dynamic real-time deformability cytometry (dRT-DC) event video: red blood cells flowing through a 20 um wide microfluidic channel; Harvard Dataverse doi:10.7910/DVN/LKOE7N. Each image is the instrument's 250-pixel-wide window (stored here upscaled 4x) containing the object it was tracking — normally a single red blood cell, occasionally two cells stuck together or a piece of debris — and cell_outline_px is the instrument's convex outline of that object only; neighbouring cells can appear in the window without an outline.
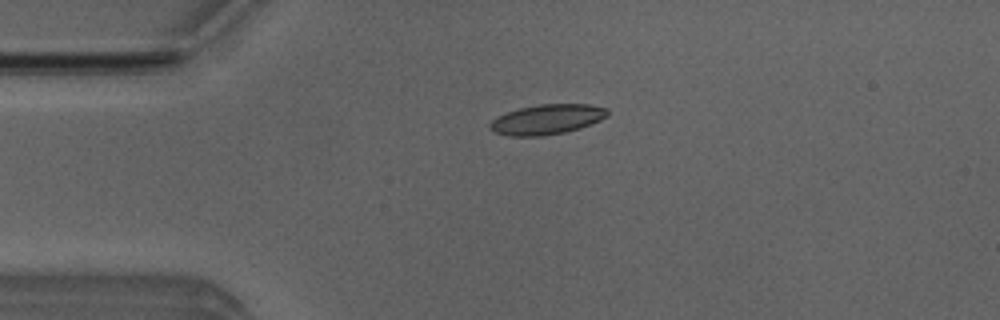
{"species": "Egyptian fruit bat (a non-hibernating species)", "species_latin": "Rousettus aegyptiacus", "temperature_condition": "room temperature", "stored_images_in_passage": 41, "camera_frame_rate_fps": 3000, "um_per_image_px": 0.085, "animal": {"sex": "male"}, "frame": {"image": 1, "passage_image": 1, "time_ms": 0.0, "image_size_px": [1000, 320], "cell_outline_px": [[608, 116], [600, 120], [580, 128], [564, 132], [540, 136], [508, 136], [496, 132], [488, 128], [488, 124], [496, 116], [520, 108], [540, 104], [588, 104], [608, 108]], "centroid_in_image_um": [46.48, 10.14], "position_along_channel_um": 38.5, "area_um2": 20.52}}
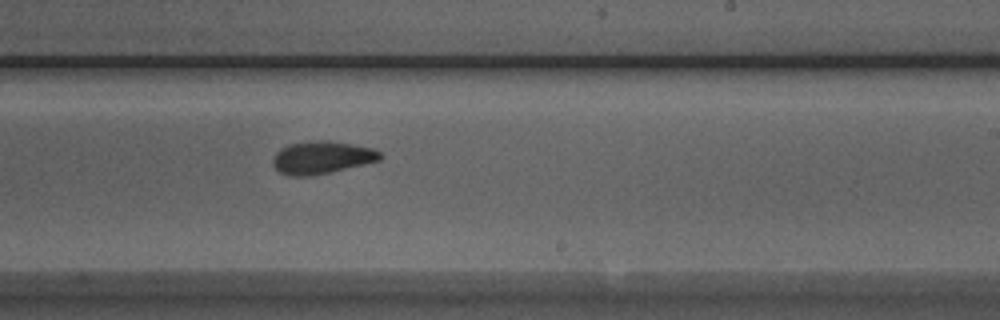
{"frame": {"image": 2, "passage_image": 20, "time_ms": 6.333, "image_size_px": [1000, 320], "cell_outline_px": [[384, 156], [380, 160], [328, 172], [308, 176], [288, 176], [280, 172], [272, 164], [272, 156], [280, 148], [288, 144], [316, 140], [328, 140], [372, 148], [380, 152]], "centroid_in_image_um": [27.31, 13.38], "position_along_channel_um": 261.7, "area_um2": 20.29}}
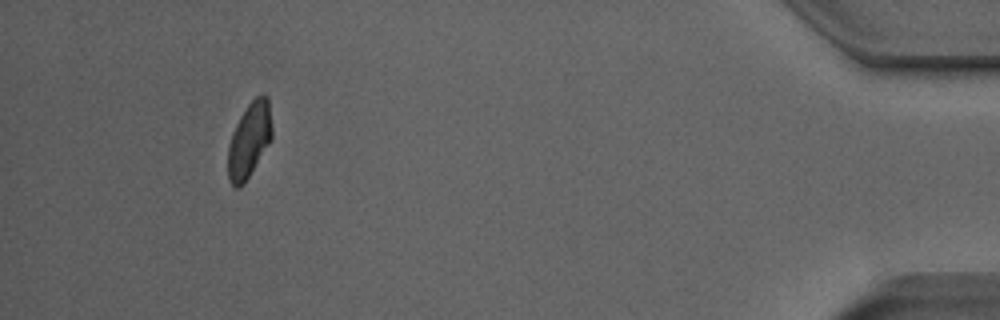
{"frame": {"image": 3, "passage_image": 37, "time_ms": 12.0, "image_size_px": [1000, 320], "cell_outline_px": [[272, 140], [244, 184], [240, 188], [236, 188], [228, 180], [228, 144], [232, 132], [240, 116], [248, 104], [256, 96], [268, 96], [272, 128]], "centroid_in_image_um": [21.19, 11.93], "position_along_channel_um": 414.0, "area_um2": 19.36}, "authors_computed_cell_mechanics": {"area_um2": 20.1144, "velocity_mm_per_s": 3.9588, "shape_relaxation_time_tau1_ms": 8.3157, "shape_relaxation_time_tau2_ms": 3.8216, "deformation_change_tau1": 0.1805, "deformation_change_tau2": 0.1009}}